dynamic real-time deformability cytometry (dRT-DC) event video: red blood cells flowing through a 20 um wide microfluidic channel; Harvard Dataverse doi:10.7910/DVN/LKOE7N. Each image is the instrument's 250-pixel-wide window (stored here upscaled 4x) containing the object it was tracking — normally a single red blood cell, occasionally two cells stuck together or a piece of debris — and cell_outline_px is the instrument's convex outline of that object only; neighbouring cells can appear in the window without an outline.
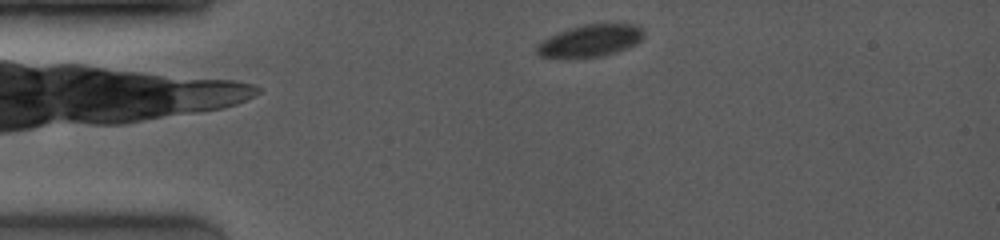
{"species": "common noctule bat (a hibernating species)", "species_latin": "Nyctalus noctula", "temperature_condition": "room temperature", "stored_images_in_passage": 3, "camera_frame_rate_fps": 4000, "um_per_image_px": 0.085, "animal": {"sex": "female", "body_mass_g": 19.0, "forearm_length_mm": 53.3}, "frame": {"image": 1, "passage_image": 2, "time_ms": 0.5, "image_size_px": [1000, 240], "cell_outline_px": [[644, 36], [636, 44], [628, 48], [616, 52], [600, 56], [540, 56], [536, 52], [536, 44], [548, 36], [584, 24], [636, 24], [644, 32]], "centroid_in_image_um": [50.2, 3.44], "position_along_channel_um": 34.8, "area_um2": 19.48}}